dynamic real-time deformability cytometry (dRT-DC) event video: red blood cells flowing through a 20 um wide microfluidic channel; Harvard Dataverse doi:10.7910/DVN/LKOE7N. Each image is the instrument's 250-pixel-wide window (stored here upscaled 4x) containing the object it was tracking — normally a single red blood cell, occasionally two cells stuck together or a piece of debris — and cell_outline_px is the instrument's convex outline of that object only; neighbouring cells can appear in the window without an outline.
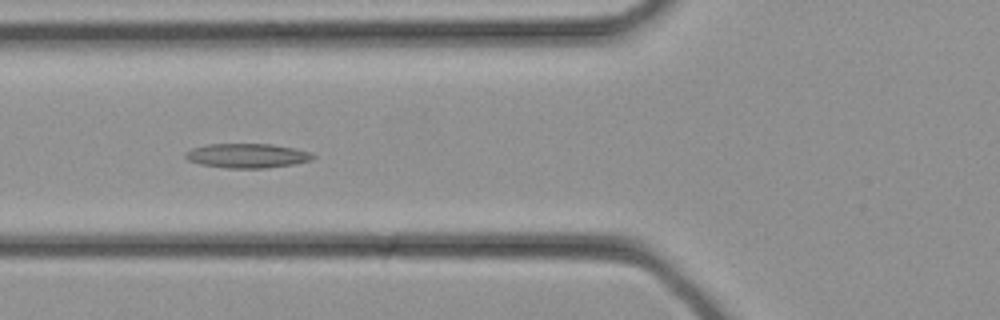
{"species": "common noctule bat (a hibernating species)", "species_latin": "Nyctalus noctula", "temperature_condition": "cold", "stored_images_in_passage": 29, "camera_frame_rate_fps": 3000, "um_per_image_px": 0.085, "animal": {"sex": "female", "body_mass_g": 21.9}, "frame": {"image": 1, "passage_image": 7, "time_ms": 2.0, "image_size_px": [1000, 320], "cell_outline_px": [[316, 156], [312, 160], [292, 164], [264, 168], [224, 168], [200, 164], [188, 160], [184, 156], [184, 152], [192, 148], [204, 144], [272, 144], [296, 148], [312, 152]], "centroid_in_image_um": [21.0, 13.22], "position_along_channel_um": 104.8, "area_um2": 18.32}}
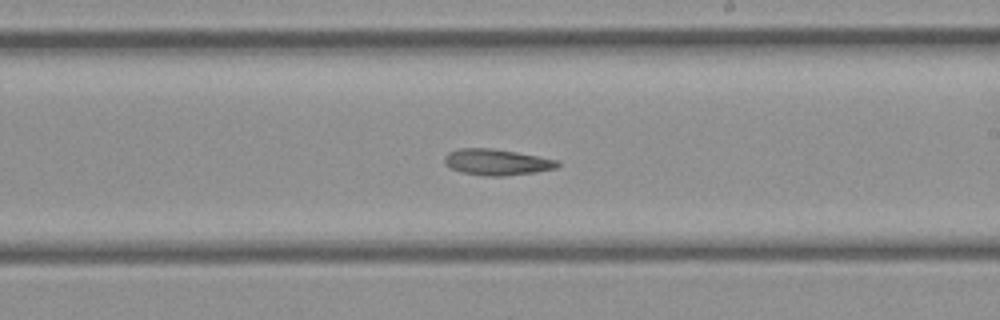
{"frame": {"image": 2, "passage_image": 14, "time_ms": 4.333, "image_size_px": [1000, 320], "cell_outline_px": [[560, 164], [556, 168], [536, 172], [504, 176], [488, 176], [460, 172], [444, 164], [444, 156], [448, 152], [460, 148], [492, 148], [516, 152], [560, 160]], "centroid_in_image_um": [42.23, 13.78], "position_along_channel_um": 246.8, "area_um2": 17.28}}
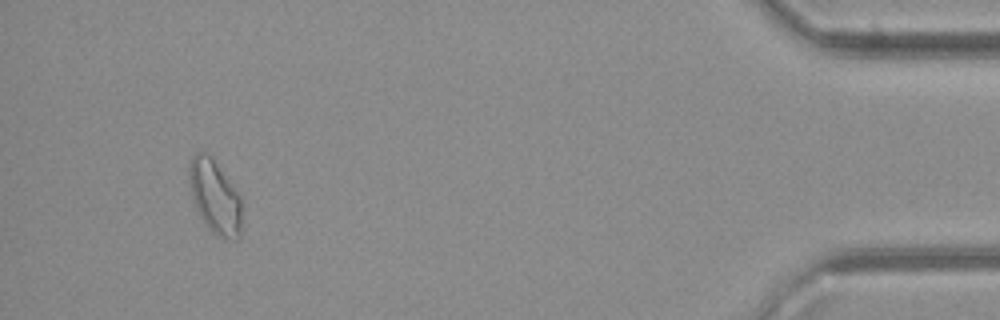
{"frame": {"image": 3, "passage_image": 26, "time_ms": 8.333, "image_size_px": [1000, 320], "cell_outline_px": [[240, 236], [236, 240], [228, 240], [216, 236], [204, 224], [192, 200], [188, 180], [188, 168], [192, 156], [196, 152], [208, 152], [240, 196]], "centroid_in_image_um": [18.22, 16.74], "position_along_channel_um": 417.0, "area_um2": 22.66}}